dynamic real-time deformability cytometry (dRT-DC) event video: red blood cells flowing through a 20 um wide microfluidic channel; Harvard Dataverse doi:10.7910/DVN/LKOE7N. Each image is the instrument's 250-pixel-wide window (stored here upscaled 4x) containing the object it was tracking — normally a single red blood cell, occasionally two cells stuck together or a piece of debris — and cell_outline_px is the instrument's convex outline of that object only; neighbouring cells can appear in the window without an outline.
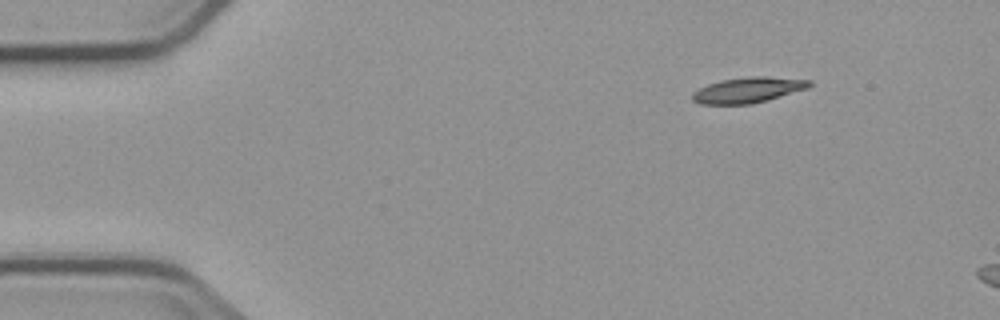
{"species": "common noctule bat (a hibernating species)", "species_latin": "Nyctalus noctula", "temperature_condition": "cold", "stored_images_in_passage": 4, "camera_frame_rate_fps": 3000, "um_per_image_px": 0.085, "animal": {"sex": "male", "body_mass_g": 23.1, "forearm_length_mm": 52.7}, "frame": {"image": 1, "passage_image": 4, "time_ms": 4.0, "image_size_px": [1000, 320], "cell_outline_px": [[812, 84], [808, 88], [764, 100], [748, 104], [700, 104], [692, 100], [692, 92], [708, 84], [720, 80], [748, 76], [768, 76], [812, 80]], "centroid_in_image_um": [63.56, 7.63], "position_along_channel_um": 21.4, "area_um2": 17.28}}